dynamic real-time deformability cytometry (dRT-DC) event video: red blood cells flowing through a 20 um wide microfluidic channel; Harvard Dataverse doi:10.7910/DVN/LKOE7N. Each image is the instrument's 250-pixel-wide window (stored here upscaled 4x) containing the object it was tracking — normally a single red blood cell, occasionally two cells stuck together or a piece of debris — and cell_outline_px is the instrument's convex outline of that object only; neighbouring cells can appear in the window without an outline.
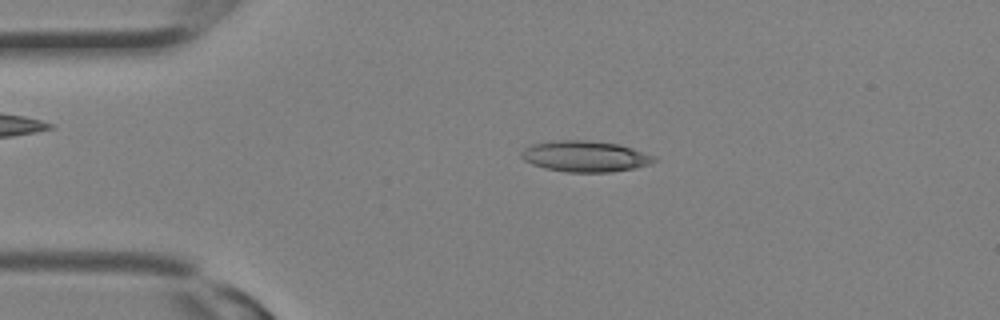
{"species": "Egyptian fruit bat (a non-hibernating species)", "species_latin": "Rousettus aegyptiacus", "temperature_condition": "room temperature", "stored_images_in_passage": 15, "camera_frame_rate_fps": 3000, "um_per_image_px": 0.085, "animal": {"sex": "female"}, "frame": {"image": 1, "passage_image": 7, "time_ms": 2.0, "image_size_px": [1000, 320], "cell_outline_px": [[656, 160], [648, 164], [632, 168], [612, 172], [568, 172], [544, 168], [532, 164], [524, 160], [520, 156], [520, 152], [524, 148], [532, 144], [552, 140], [588, 140], [620, 144], [656, 156]], "centroid_in_image_um": [49.7, 13.28], "position_along_channel_um": 35.3, "area_um2": 24.04}}
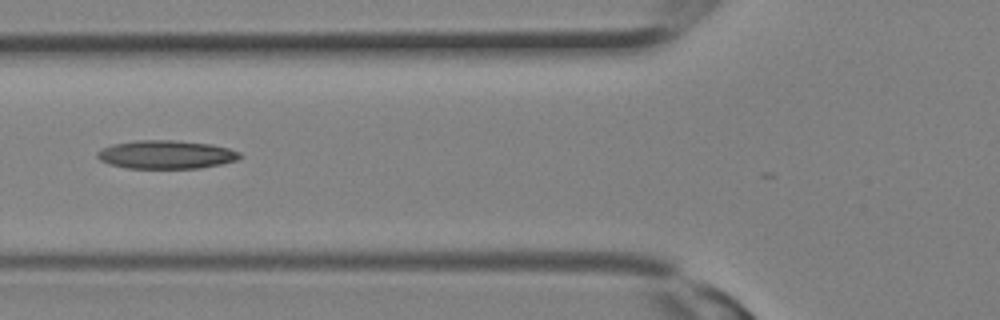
{"frame": {"image": 2, "passage_image": 12, "time_ms": 3.667, "image_size_px": [1000, 320], "cell_outline_px": [[244, 156], [236, 160], [220, 164], [200, 168], [128, 168], [108, 164], [100, 160], [96, 156], [96, 152], [112, 144], [136, 140], [176, 140], [212, 144], [228, 148], [240, 152]], "centroid_in_image_um": [14.13, 13.13], "position_along_channel_um": 111.7, "area_um2": 23.7}}
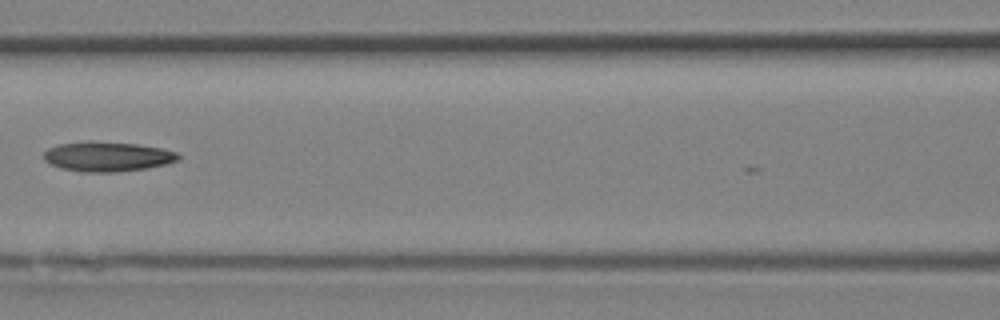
{"frame": {"image": 3, "passage_image": 14, "time_ms": 4.333, "image_size_px": [1000, 320], "cell_outline_px": [[180, 160], [168, 164], [148, 168], [116, 172], [84, 172], [60, 168], [48, 164], [44, 160], [44, 152], [48, 148], [60, 144], [88, 140], [136, 144], [160, 148], [176, 152], [180, 156]], "centroid_in_image_um": [9.12, 13.31], "position_along_channel_um": 157.5, "area_um2": 23.58}}